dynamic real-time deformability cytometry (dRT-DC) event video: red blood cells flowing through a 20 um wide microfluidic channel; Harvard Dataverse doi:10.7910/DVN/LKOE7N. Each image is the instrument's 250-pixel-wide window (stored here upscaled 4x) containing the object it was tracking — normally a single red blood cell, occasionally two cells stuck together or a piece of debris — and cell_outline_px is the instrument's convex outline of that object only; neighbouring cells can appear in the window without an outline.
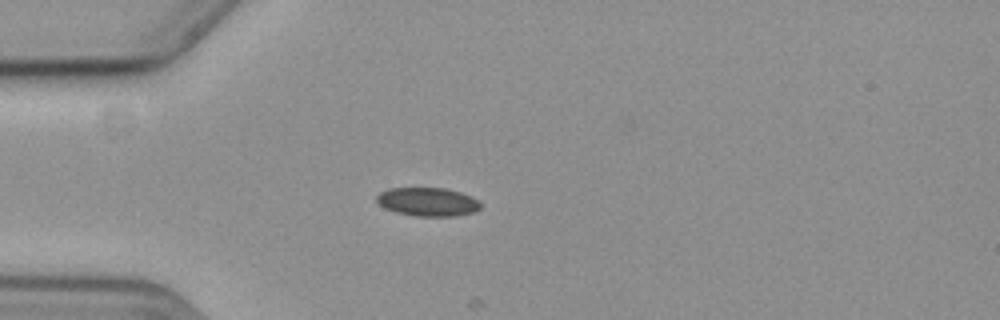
{"species": "common noctule bat (a hibernating species)", "species_latin": "Nyctalus noctula", "temperature_condition": "cold", "stored_images_in_passage": 2, "camera_frame_rate_fps": 3000, "um_per_image_px": 0.085, "animal": {"sex": "female", "body_mass_g": 19.3, "forearm_length_mm": 54.1}, "frame": {"image": 1, "passage_image": 1, "time_ms": 0.0, "image_size_px": [1000, 320], "cell_outline_px": [[480, 208], [476, 212], [456, 216], [416, 216], [396, 212], [384, 208], [376, 200], [376, 196], [380, 192], [392, 188], [444, 188], [460, 192], [472, 196], [480, 200]], "centroid_in_image_um": [36.39, 17.16], "position_along_channel_um": 48.6, "area_um2": 17.4}}